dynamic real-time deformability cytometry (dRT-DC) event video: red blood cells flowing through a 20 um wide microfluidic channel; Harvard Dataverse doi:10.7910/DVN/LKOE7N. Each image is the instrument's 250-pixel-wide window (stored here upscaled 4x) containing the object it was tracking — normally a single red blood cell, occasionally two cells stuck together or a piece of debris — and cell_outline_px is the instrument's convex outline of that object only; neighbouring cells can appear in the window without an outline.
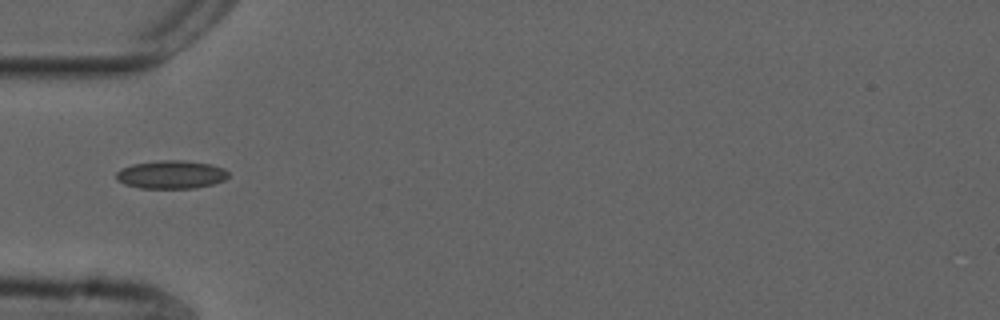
{"species": "common noctule bat (a hibernating species)", "species_latin": "Nyctalus noctula", "temperature_condition": "cold", "stored_images_in_passage": 36, "camera_frame_rate_fps": 3000, "um_per_image_px": 0.085, "animal": {"sex": "male", "forearm_length_mm": 52.5}, "frame": {"image": 1, "passage_image": 1, "time_ms": 0.0, "image_size_px": [1000, 320], "cell_outline_px": [[228, 176], [224, 180], [212, 184], [196, 188], [140, 188], [124, 184], [116, 180], [116, 172], [120, 168], [132, 164], [160, 160], [184, 160], [212, 164], [224, 168], [228, 172]], "centroid_in_image_um": [14.53, 14.83], "position_along_channel_um": 70.5, "area_um2": 18.61}}
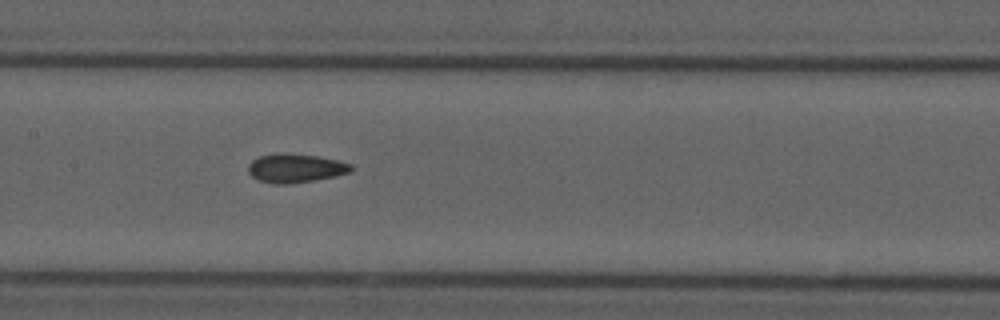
{"frame": {"image": 2, "passage_image": 10, "time_ms": 3.0, "image_size_px": [1000, 320], "cell_outline_px": [[352, 168], [348, 172], [336, 176], [312, 180], [284, 184], [276, 184], [260, 180], [252, 176], [248, 172], [248, 164], [252, 160], [260, 156], [276, 152], [316, 156], [336, 160], [352, 164]], "centroid_in_image_um": [25.07, 14.28], "position_along_channel_um": 182.3, "area_um2": 16.99}}
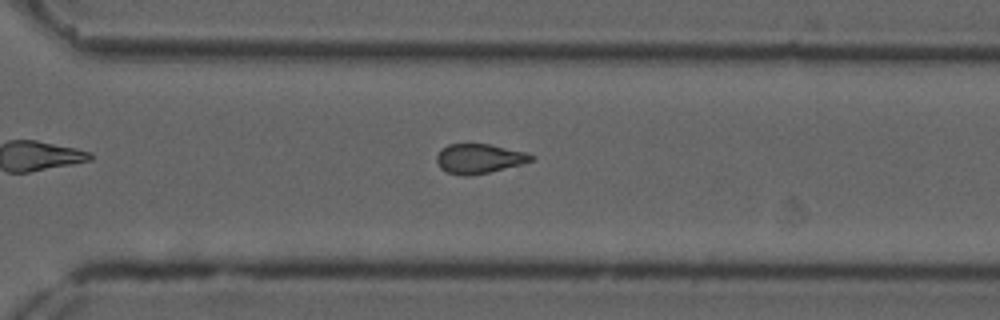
{"frame": {"image": 3, "passage_image": 22, "time_ms": 7.0, "image_size_px": [1000, 320], "cell_outline_px": [[536, 156], [532, 160], [520, 164], [472, 176], [464, 176], [448, 172], [440, 168], [436, 160], [436, 156], [448, 144], [488, 144], [524, 152]], "centroid_in_image_um": [40.7, 13.49], "position_along_channel_um": 329.9, "area_um2": 15.95}, "authors_computed_cell_mechanics": {"area_um2": 16.6753, "velocity_mm_per_s": 3.7084, "shape_relaxation_time_tau1_ms": null, "shape_relaxation_time_tau2_ms": 2.829, "deformation_change_tau1": null, "deformation_change_tau2": 0.0798}}